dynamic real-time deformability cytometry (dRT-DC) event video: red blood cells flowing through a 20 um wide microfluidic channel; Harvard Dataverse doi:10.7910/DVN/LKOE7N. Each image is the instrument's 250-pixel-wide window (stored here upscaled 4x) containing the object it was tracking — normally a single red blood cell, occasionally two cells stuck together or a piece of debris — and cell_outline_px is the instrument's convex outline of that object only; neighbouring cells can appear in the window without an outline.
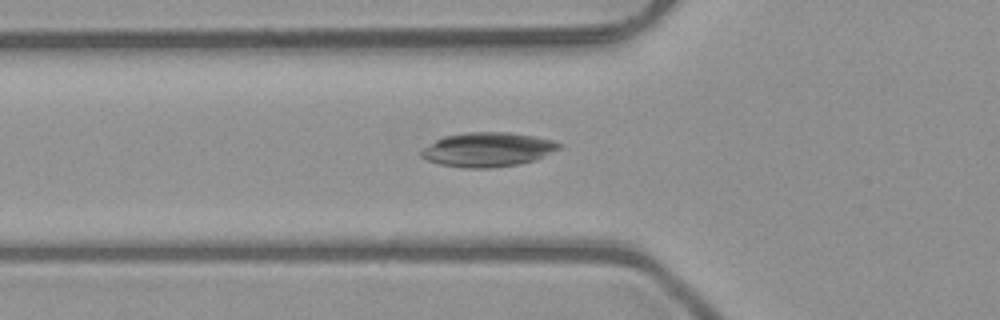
{"species": "common noctule bat (a hibernating species)", "species_latin": "Nyctalus noctula", "temperature_condition": "room temperature", "stored_images_in_passage": 52, "camera_frame_rate_fps": 3000, "um_per_image_px": 0.085, "animal": {"sex": "male", "body_mass_g": 23.1, "forearm_length_mm": 52.7}, "frame": {"image": 1, "passage_image": 18, "time_ms": 5.667, "image_size_px": [1000, 320], "cell_outline_px": [[564, 144], [560, 148], [536, 160], [520, 164], [492, 168], [464, 168], [440, 164], [428, 160], [420, 156], [420, 152], [424, 148], [436, 140], [444, 136], [464, 132], [508, 132], [536, 136], [552, 140]], "centroid_in_image_um": [41.49, 12.71], "position_along_channel_um": 84.3, "area_um2": 27.69}}
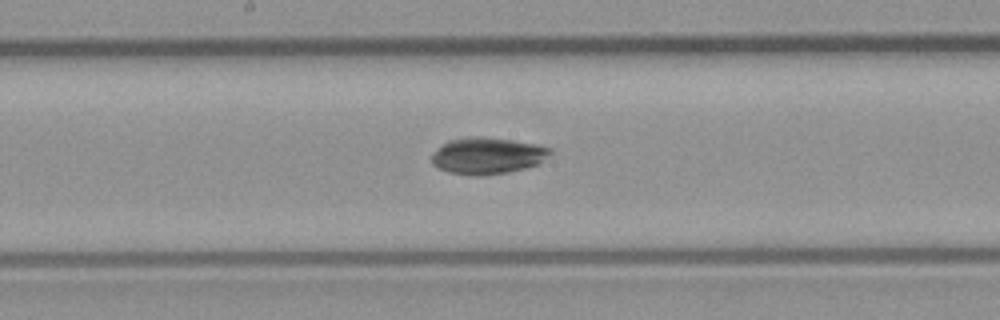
{"frame": {"image": 2, "passage_image": 27, "time_ms": 8.667, "image_size_px": [1000, 320], "cell_outline_px": [[552, 152], [548, 156], [536, 164], [524, 168], [508, 172], [484, 176], [472, 176], [448, 172], [432, 164], [432, 152], [448, 140], [464, 136], [484, 136], [512, 140], [536, 144], [552, 148]], "centroid_in_image_um": [41.4, 13.22], "position_along_channel_um": 206.8, "area_um2": 25.49}}
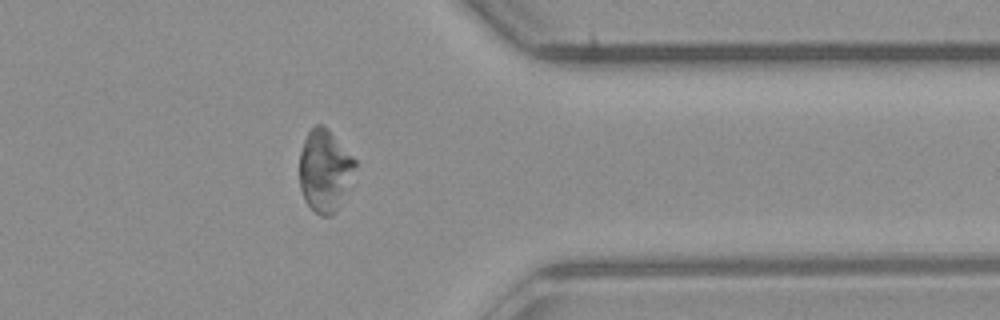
{"frame": {"image": 3, "passage_image": 41, "time_ms": 13.333, "image_size_px": [1000, 320], "cell_outline_px": [[356, 164], [352, 188], [336, 212], [332, 216], [320, 216], [304, 200], [300, 188], [300, 152], [304, 140], [308, 132], [316, 124], [324, 124], [328, 128], [356, 160]], "centroid_in_image_um": [27.65, 14.53], "position_along_channel_um": 383.7, "area_um2": 27.28}, "authors_computed_cell_mechanics": {"area_um2": 27.3683, "velocity_mm_per_s": 4.0338, "shape_relaxation_time_tau1_ms": null, "shape_relaxation_time_tau2_ms": 2.6825, "deformation_change_tau1": null, "deformation_change_tau2": 0.0355}}